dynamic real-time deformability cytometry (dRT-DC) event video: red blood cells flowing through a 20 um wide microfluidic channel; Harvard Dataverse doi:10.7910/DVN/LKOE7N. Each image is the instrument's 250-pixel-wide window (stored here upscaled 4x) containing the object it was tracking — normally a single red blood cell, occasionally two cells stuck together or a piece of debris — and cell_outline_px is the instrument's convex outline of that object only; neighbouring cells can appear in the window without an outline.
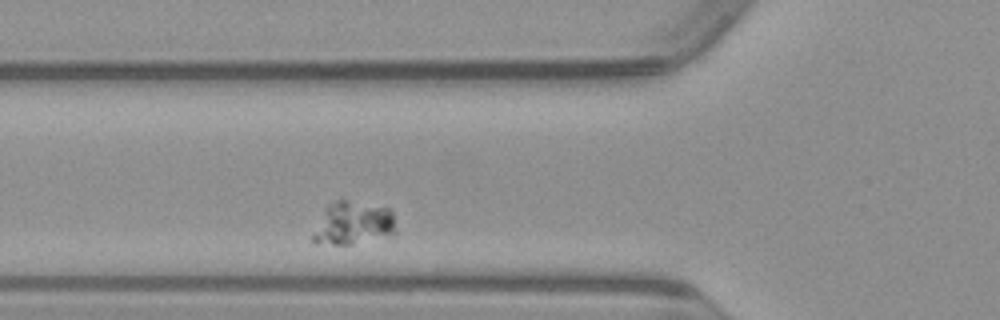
{"species": "common noctule bat (a hibernating species)", "species_latin": "Nyctalus noctula", "temperature_condition": "warm", "stored_images_in_passage": 30, "camera_frame_rate_fps": 3000, "um_per_image_px": 0.085, "animal": {"sex": "male", "body_mass_g": 23.1, "forearm_length_mm": 52.7}, "frame": {"image": 1, "passage_image": 6, "time_ms": 1.667, "image_size_px": [1000, 320], "cell_outline_px": [[396, 232], [348, 244], [332, 244], [312, 240], [308, 236], [328, 204], [336, 200], [344, 200], [392, 208]], "centroid_in_image_um": [29.96, 18.94], "position_along_channel_um": 95.8, "area_um2": 20.46}}
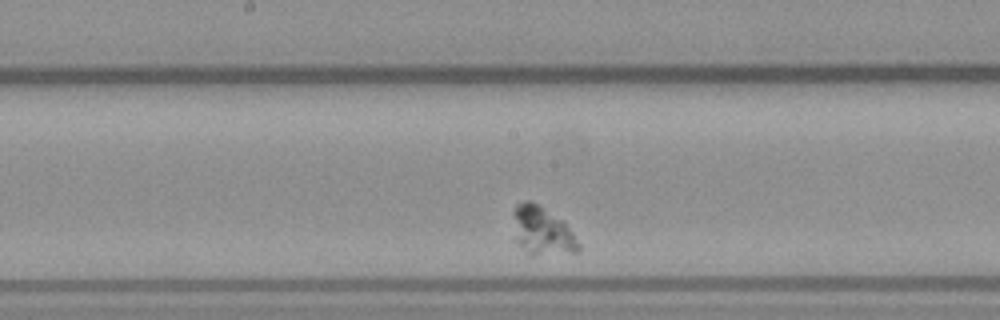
{"frame": {"image": 2, "passage_image": 15, "time_ms": 4.667, "image_size_px": [1000, 320], "cell_outline_px": [[580, 252], [528, 252], [516, 240], [512, 212], [516, 204], [528, 200], [532, 200], [540, 204], [564, 220], [580, 244]], "centroid_in_image_um": [46.09, 19.52], "position_along_channel_um": 202.1, "area_um2": 17.98}}
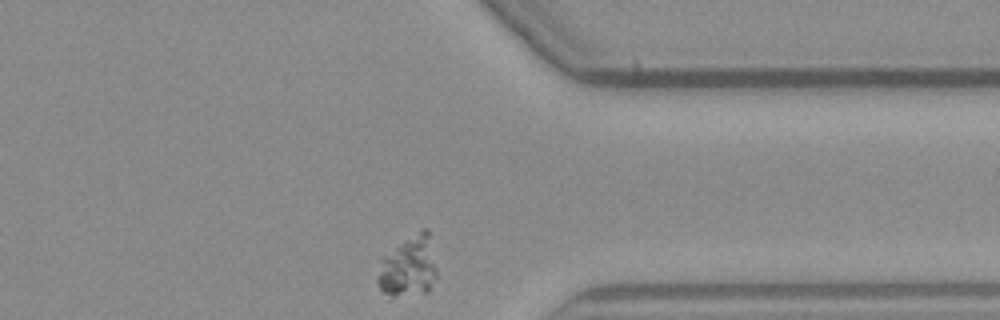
{"frame": {"image": 3, "passage_image": 30, "time_ms": 9.667, "image_size_px": [1000, 320], "cell_outline_px": [[436, 276], [428, 292], [392, 296], [384, 292], [380, 288], [376, 280], [380, 256], [420, 228], [428, 228], [436, 268]], "centroid_in_image_um": [34.69, 22.61], "position_along_channel_um": 376.7, "area_um2": 21.27}}